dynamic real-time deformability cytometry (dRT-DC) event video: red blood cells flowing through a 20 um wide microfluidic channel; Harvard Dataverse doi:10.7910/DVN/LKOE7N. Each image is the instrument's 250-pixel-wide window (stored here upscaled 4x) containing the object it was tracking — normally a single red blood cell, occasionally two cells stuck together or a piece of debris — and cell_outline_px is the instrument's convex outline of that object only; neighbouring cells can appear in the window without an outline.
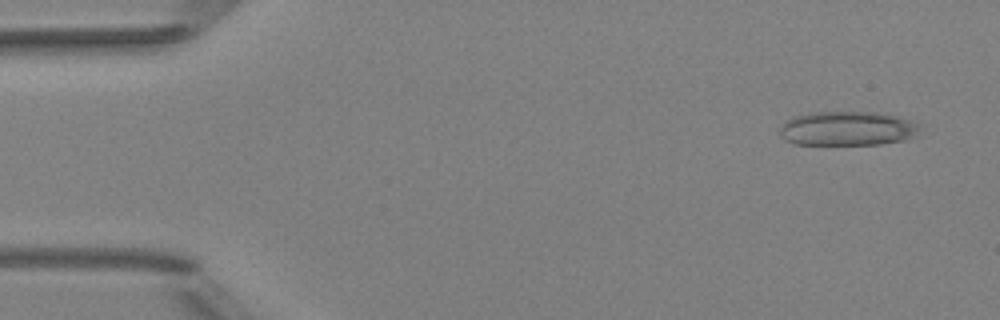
{"species": "Egyptian fruit bat (a non-hibernating species)", "species_latin": "Rousettus aegyptiacus", "temperature_condition": "room temperature", "stored_images_in_passage": 4, "camera_frame_rate_fps": 3000, "um_per_image_px": 0.085, "animal": {"sex": "female"}, "frame": {"image": 1, "passage_image": 1, "time_ms": 0.0, "image_size_px": [1000, 320], "cell_outline_px": [[920, 136], [904, 140], [880, 144], [796, 144], [784, 140], [780, 136], [780, 124], [792, 116], [808, 112], [876, 112], [896, 116], [920, 124]], "centroid_in_image_um": [72.03, 10.92], "position_along_channel_um": 13.0, "area_um2": 28.38}}